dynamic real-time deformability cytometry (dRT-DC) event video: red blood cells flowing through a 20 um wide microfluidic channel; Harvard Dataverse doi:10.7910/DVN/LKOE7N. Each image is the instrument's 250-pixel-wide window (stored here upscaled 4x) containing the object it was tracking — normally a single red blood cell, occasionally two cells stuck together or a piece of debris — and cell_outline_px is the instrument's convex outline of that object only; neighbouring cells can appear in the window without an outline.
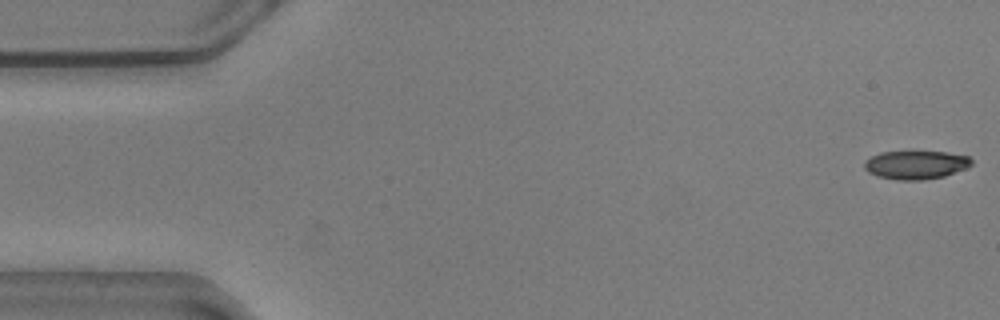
{"species": "common noctule bat (a hibernating species)", "species_latin": "Nyctalus noctula", "temperature_condition": "warm", "stored_images_in_passage": 20, "camera_frame_rate_fps": 3000, "um_per_image_px": 0.085, "animal": {"sex": "male", "body_mass_g": 20.5, "forearm_length_mm": 52.5}, "frame": {"image": 1, "passage_image": 1, "time_ms": 0.0, "image_size_px": [1000, 320], "cell_outline_px": [[972, 164], [964, 168], [944, 176], [924, 180], [896, 180], [876, 176], [868, 172], [864, 168], [864, 160], [880, 152], [912, 148], [948, 152], [968, 156], [972, 160]], "centroid_in_image_um": [77.79, 13.95], "position_along_channel_um": 7.2, "area_um2": 18.73}}